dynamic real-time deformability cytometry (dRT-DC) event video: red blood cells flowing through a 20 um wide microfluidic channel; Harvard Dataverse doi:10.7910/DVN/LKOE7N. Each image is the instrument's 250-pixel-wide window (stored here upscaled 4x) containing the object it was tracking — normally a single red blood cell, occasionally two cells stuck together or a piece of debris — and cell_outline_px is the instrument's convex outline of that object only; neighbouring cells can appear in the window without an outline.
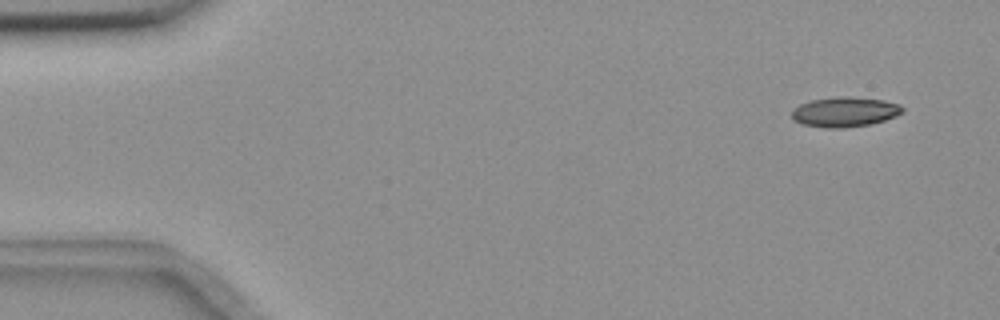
{"species": "common noctule bat (a hibernating species)", "species_latin": "Nyctalus noctula", "temperature_condition": "room temperature", "stored_images_in_passage": 7, "camera_frame_rate_fps": 3000, "um_per_image_px": 0.085, "animal": {"sex": "female", "body_mass_g": 18.4}, "frame": {"image": 1, "passage_image": 1, "time_ms": 0.0, "image_size_px": [1000, 320], "cell_outline_px": [[904, 112], [896, 116], [872, 124], [844, 128], [828, 128], [804, 124], [792, 120], [792, 108], [800, 104], [812, 100], [836, 96], [848, 96], [884, 100], [900, 104], [904, 108]], "centroid_in_image_um": [71.82, 9.51], "position_along_channel_um": 13.2, "area_um2": 19.48}}
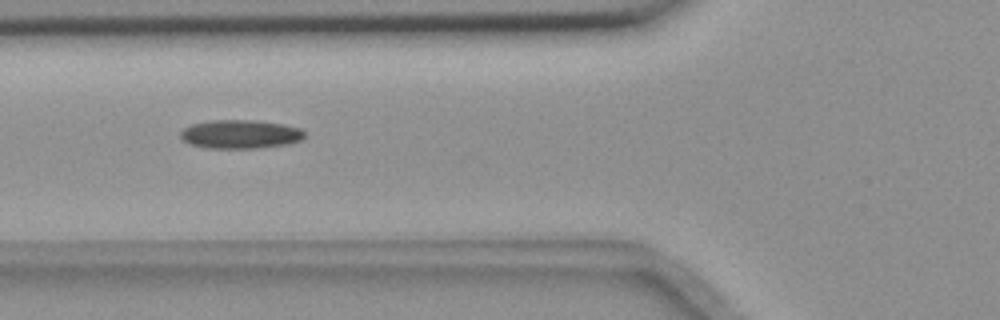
{"frame": {"image": 2, "passage_image": 6, "time_ms": 1.667, "image_size_px": [1000, 320], "cell_outline_px": [[304, 136], [300, 140], [288, 144], [256, 148], [208, 148], [188, 144], [180, 136], [180, 132], [184, 128], [192, 124], [212, 120], [256, 120], [284, 124], [300, 128], [304, 132]], "centroid_in_image_um": [20.42, 11.4], "position_along_channel_um": 105.4, "area_um2": 20.75}}
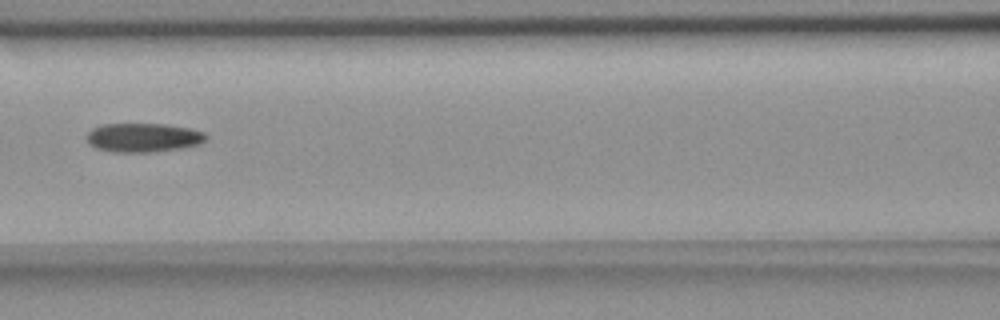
{"frame": {"image": 3, "passage_image": 7, "time_ms": 2.0, "image_size_px": [1000, 320], "cell_outline_px": [[208, 136], [200, 144], [180, 148], [148, 152], [112, 152], [96, 148], [88, 144], [88, 132], [92, 128], [100, 124], [164, 124], [188, 128], [204, 132]], "centroid_in_image_um": [12.15, 11.69], "position_along_channel_um": 154.5, "area_um2": 20.06}}